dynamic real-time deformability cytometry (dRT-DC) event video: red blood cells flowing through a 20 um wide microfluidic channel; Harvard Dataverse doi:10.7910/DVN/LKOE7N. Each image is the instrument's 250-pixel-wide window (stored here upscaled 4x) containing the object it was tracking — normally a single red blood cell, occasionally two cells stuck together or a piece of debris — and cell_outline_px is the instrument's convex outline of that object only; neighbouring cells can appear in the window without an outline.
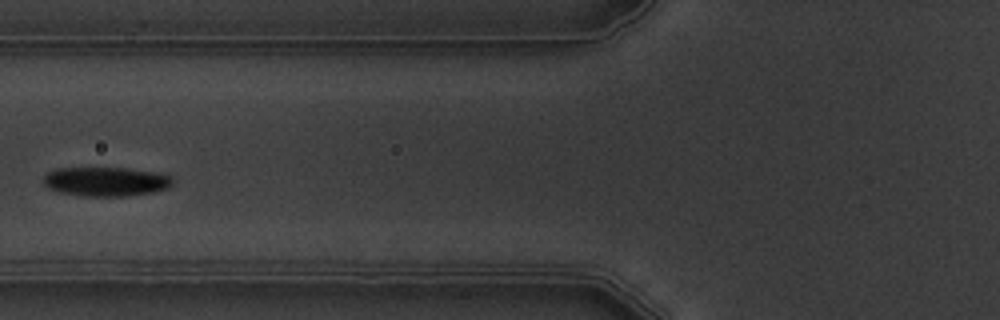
{"species": "common noctule bat (a hibernating species)", "species_latin": "Nyctalus noctula", "temperature_condition": "warm", "stored_images_in_passage": 4, "camera_frame_rate_fps": 3000, "um_per_image_px": 0.085, "animal": {"sex": "male", "body_mass_g": 19.5, "forearm_length_mm": 54.6}, "frame": {"image": 1, "passage_image": 4, "time_ms": 3.667, "image_size_px": [1000, 320], "cell_outline_px": [[176, 180], [168, 188], [152, 192], [124, 196], [84, 196], [60, 192], [48, 188], [44, 184], [44, 176], [48, 172], [56, 168], [128, 168], [160, 172], [172, 176]], "centroid_in_image_um": [9.05, 15.42], "position_along_channel_um": 116.7, "area_um2": 22.2}}